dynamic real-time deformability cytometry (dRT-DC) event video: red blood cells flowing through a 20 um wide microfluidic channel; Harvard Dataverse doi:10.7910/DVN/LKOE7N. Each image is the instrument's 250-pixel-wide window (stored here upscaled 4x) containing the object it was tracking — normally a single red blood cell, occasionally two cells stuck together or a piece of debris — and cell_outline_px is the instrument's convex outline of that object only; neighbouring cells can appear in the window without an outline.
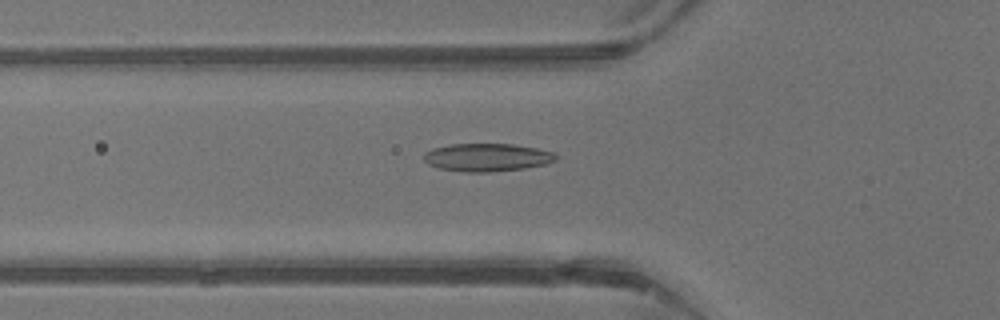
{"species": "common noctule bat (a hibernating species)", "species_latin": "Nyctalus noctula", "temperature_condition": "warm", "stored_images_in_passage": 37, "camera_frame_rate_fps": 3000, "um_per_image_px": 0.085, "animal": {"sex": "male", "body_mass_g": 13.3}, "frame": {"image": 1, "passage_image": 10, "time_ms": 3.0, "image_size_px": [1000, 320], "cell_outline_px": [[556, 160], [548, 164], [524, 168], [488, 172], [464, 172], [440, 168], [428, 164], [424, 160], [424, 152], [432, 148], [452, 144], [512, 144], [536, 148], [552, 152], [556, 156]], "centroid_in_image_um": [41.38, 13.38], "position_along_channel_um": 84.4, "area_um2": 21.44}}
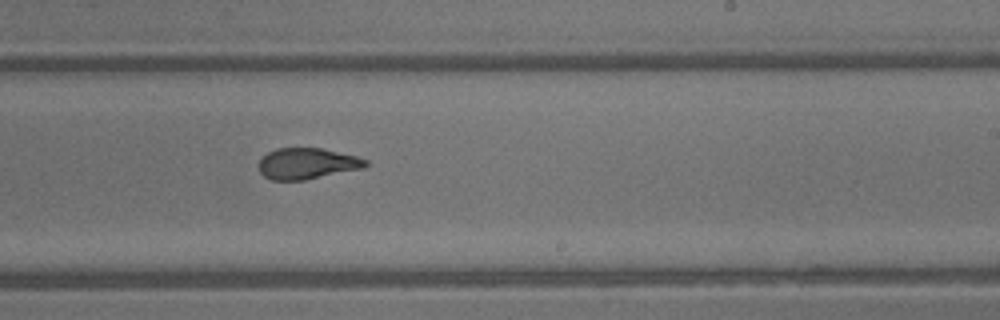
{"frame": {"image": 2, "passage_image": 21, "time_ms": 6.667, "image_size_px": [1000, 320], "cell_outline_px": [[368, 164], [364, 168], [304, 180], [272, 180], [264, 176], [260, 172], [260, 160], [268, 152], [276, 148], [320, 148], [356, 156], [368, 160]], "centroid_in_image_um": [26.12, 13.9], "position_along_channel_um": 262.9, "area_um2": 19.19}}
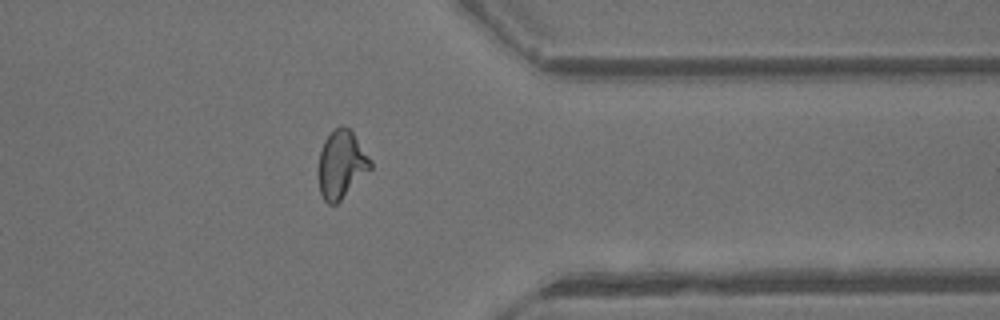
{"frame": {"image": 3, "passage_image": 29, "time_ms": 9.333, "image_size_px": [1000, 320], "cell_outline_px": [[372, 168], [336, 204], [328, 204], [324, 200], [320, 192], [320, 152], [324, 140], [336, 128], [348, 128], [352, 132], [372, 160]], "centroid_in_image_um": [29.04, 14.0], "position_along_channel_um": 382.4, "area_um2": 19.88}, "authors_computed_cell_mechanics": {"area_um2": 20.4034, "velocity_mm_per_s": 4.8568, "shape_relaxation_time_tau1_ms": 6.9555, "shape_relaxation_time_tau2_ms": 0.9909, "deformation_change_tau1": 0.229, "deformation_change_tau2": 0.0784}}